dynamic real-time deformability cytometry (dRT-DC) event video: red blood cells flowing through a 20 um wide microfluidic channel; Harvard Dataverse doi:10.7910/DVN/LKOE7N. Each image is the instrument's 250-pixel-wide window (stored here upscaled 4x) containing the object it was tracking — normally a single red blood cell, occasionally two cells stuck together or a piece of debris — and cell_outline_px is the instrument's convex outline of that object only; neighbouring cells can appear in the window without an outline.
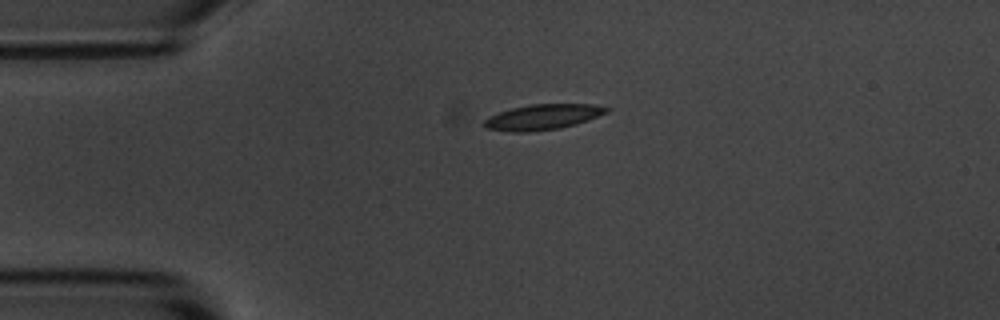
{"species": "common noctule bat (a hibernating species)", "species_latin": "Nyctalus noctula", "temperature_condition": "room temperature", "stored_images_in_passage": 3, "camera_frame_rate_fps": 3000, "um_per_image_px": 0.085, "animal": {"sex": "male", "body_mass_g": 20.1, "forearm_length_mm": 53.5}, "frame": {"image": 1, "passage_image": 1, "time_ms": 0.0, "image_size_px": [1000, 320], "cell_outline_px": [[612, 108], [608, 112], [588, 120], [576, 124], [560, 128], [528, 132], [508, 132], [484, 128], [480, 124], [488, 116], [512, 108], [532, 104], [596, 104]], "centroid_in_image_um": [46.11, 9.95], "position_along_channel_um": 38.9, "area_um2": 18.38}}